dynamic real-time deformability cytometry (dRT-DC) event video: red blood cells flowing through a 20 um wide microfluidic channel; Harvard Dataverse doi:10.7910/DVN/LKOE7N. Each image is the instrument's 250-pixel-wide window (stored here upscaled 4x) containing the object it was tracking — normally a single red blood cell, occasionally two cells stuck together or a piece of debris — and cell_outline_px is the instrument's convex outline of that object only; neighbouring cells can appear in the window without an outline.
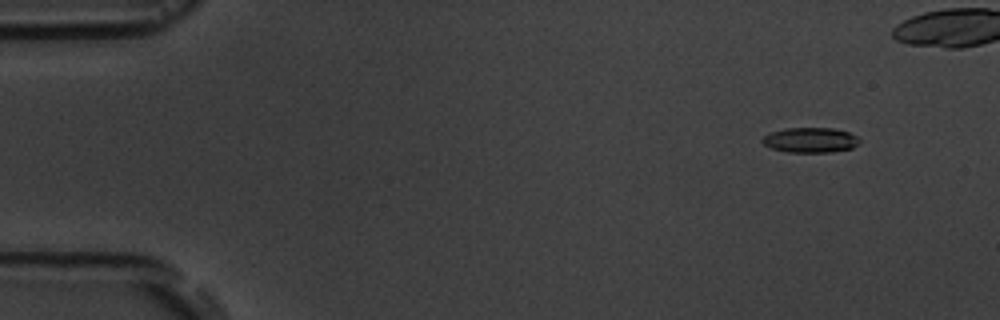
{"species": "common noctule bat (a hibernating species)", "species_latin": "Nyctalus noctula", "temperature_condition": "room temperature", "stored_images_in_passage": 5, "camera_frame_rate_fps": 3000, "um_per_image_px": 0.085, "animal": {"sex": "male", "body_mass_g": 19.5, "forearm_length_mm": 54.6}, "frame": {"image": 1, "passage_image": 1, "time_ms": 0.0, "image_size_px": [1000, 320], "cell_outline_px": [[860, 140], [852, 148], [828, 152], [788, 152], [772, 148], [764, 144], [760, 140], [764, 136], [772, 132], [784, 128], [832, 128], [848, 132], [856, 136]], "centroid_in_image_um": [68.86, 11.9], "position_along_channel_um": 16.1, "area_um2": 13.99}}